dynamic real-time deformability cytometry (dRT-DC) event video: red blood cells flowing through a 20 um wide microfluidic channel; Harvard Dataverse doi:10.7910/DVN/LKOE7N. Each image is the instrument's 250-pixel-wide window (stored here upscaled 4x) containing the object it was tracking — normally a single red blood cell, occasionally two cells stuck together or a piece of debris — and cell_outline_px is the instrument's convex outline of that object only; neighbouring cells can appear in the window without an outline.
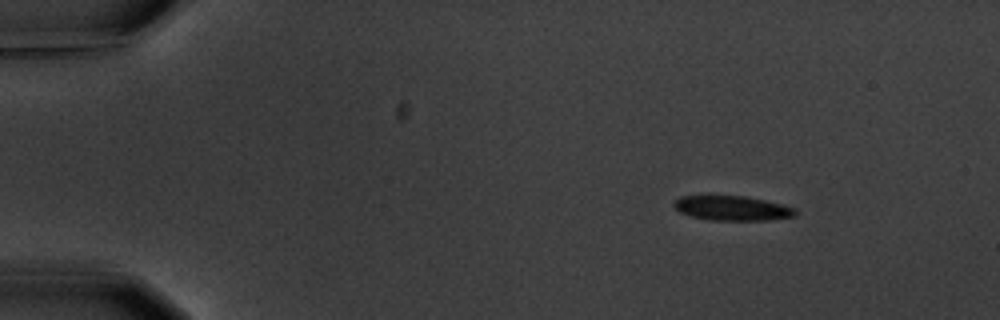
{"species": "common noctule bat (a hibernating species)", "species_latin": "Nyctalus noctula", "temperature_condition": "warm", "stored_images_in_passage": 5, "camera_frame_rate_fps": 3000, "um_per_image_px": 0.085, "animal": {"sex": "male", "body_mass_g": 20.1, "forearm_length_mm": 53.5}, "frame": {"image": 1, "passage_image": 1, "time_ms": 0.0, "image_size_px": [1000, 320], "cell_outline_px": [[796, 216], [768, 220], [708, 220], [692, 216], [680, 212], [672, 204], [680, 196], [708, 192], [744, 196], [764, 200], [796, 208]], "centroid_in_image_um": [62.15, 17.64], "position_along_channel_um": 22.9, "area_um2": 18.21}}
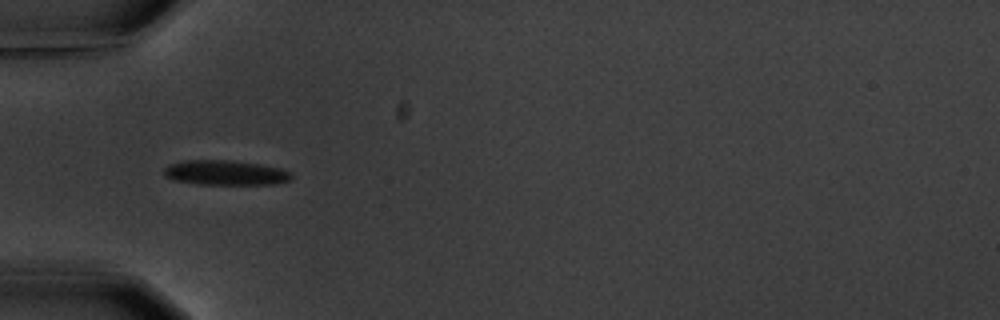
{"frame": {"image": 2, "passage_image": 4, "time_ms": 3.667, "image_size_px": [1000, 320], "cell_outline_px": [[292, 180], [276, 184], [196, 184], [172, 180], [164, 176], [164, 168], [168, 164], [184, 160], [228, 160], [260, 164], [280, 168], [288, 172], [292, 176]], "centroid_in_image_um": [19.12, 14.68], "position_along_channel_um": 65.9, "area_um2": 18.55}}
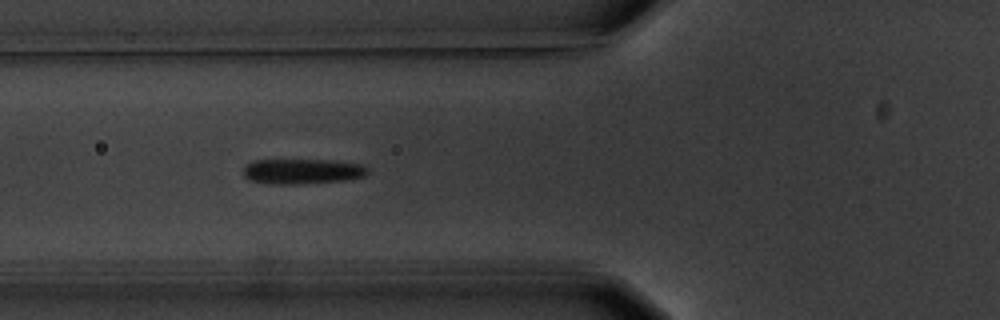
{"frame": {"image": 3, "passage_image": 5, "time_ms": 4.667, "image_size_px": [1000, 320], "cell_outline_px": [[368, 172], [364, 176], [348, 180], [296, 184], [268, 184], [248, 180], [244, 176], [244, 168], [252, 160], [324, 160], [364, 164], [368, 168]], "centroid_in_image_um": [25.69, 14.57], "position_along_channel_um": 100.1, "area_um2": 18.32}}